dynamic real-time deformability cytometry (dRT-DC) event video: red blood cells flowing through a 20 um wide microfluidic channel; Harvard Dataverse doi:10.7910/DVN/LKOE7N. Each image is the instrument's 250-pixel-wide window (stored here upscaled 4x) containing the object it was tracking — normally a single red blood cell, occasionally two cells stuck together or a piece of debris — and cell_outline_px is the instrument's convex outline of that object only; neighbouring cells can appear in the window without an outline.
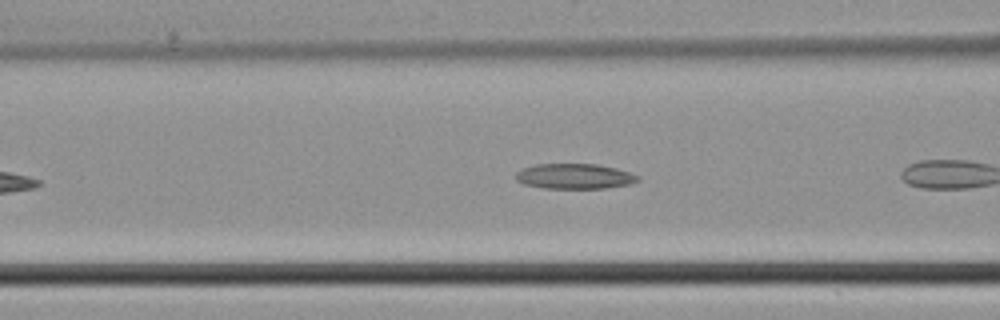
{"species": "common noctule bat (a hibernating species)", "species_latin": "Nyctalus noctula", "temperature_condition": "cold", "stored_images_in_passage": 8, "camera_frame_rate_fps": 3000, "um_per_image_px": 0.085, "animal": {"sex": "male", "body_mass_g": 21.5, "forearm_length_mm": 52.0}, "frame": {"image": 1, "passage_image": 5, "time_ms": 1.333, "image_size_px": [1000, 320], "cell_outline_px": [[640, 180], [632, 184], [604, 188], [544, 188], [524, 184], [516, 180], [516, 172], [524, 168], [536, 164], [596, 164], [616, 168], [640, 176]], "centroid_in_image_um": [48.86, 14.98], "position_along_channel_um": 117.7, "area_um2": 17.92}}